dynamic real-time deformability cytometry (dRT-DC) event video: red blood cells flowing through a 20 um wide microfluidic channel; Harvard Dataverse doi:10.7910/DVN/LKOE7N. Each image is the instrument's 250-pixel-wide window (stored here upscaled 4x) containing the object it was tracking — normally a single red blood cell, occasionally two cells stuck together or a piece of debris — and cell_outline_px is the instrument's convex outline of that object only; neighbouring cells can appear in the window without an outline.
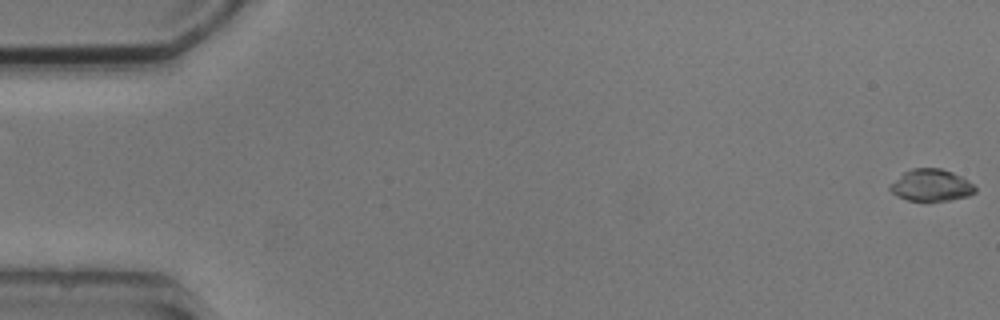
{"species": "common noctule bat (a hibernating species)", "species_latin": "Nyctalus noctula", "temperature_condition": "cold", "stored_images_in_passage": 5, "segment_of_instrument_passage": [1, 2], "camera_frame_rate_fps": 3000, "um_per_image_px": 0.085, "animal": {"sex": "male", "body_mass_g": 20.5, "forearm_length_mm": 52.5}, "frame": {"image": 1, "passage_image": 1, "time_ms": 0.0, "image_size_px": [1000, 320], "cell_outline_px": [[976, 192], [968, 196], [928, 204], [908, 200], [896, 196], [888, 188], [888, 184], [904, 172], [912, 168], [940, 168], [952, 172], [968, 180], [976, 188]], "centroid_in_image_um": [79.11, 15.78], "position_along_channel_um": 5.9, "area_um2": 16.36}}
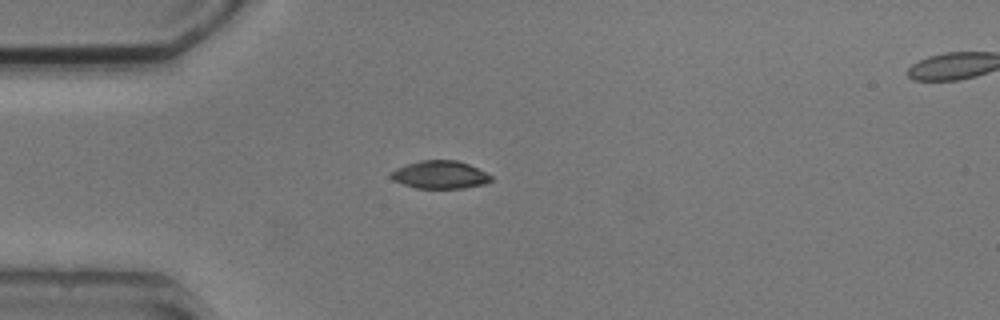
{"frame": {"image": 2, "passage_image": 4, "time_ms": 4.667, "image_size_px": [1000, 320], "cell_outline_px": [[492, 180], [484, 184], [464, 188], [416, 188], [392, 180], [388, 176], [396, 168], [420, 160], [456, 160], [468, 164], [492, 176]], "centroid_in_image_um": [37.38, 14.85], "position_along_channel_um": 47.6, "area_um2": 16.13}}